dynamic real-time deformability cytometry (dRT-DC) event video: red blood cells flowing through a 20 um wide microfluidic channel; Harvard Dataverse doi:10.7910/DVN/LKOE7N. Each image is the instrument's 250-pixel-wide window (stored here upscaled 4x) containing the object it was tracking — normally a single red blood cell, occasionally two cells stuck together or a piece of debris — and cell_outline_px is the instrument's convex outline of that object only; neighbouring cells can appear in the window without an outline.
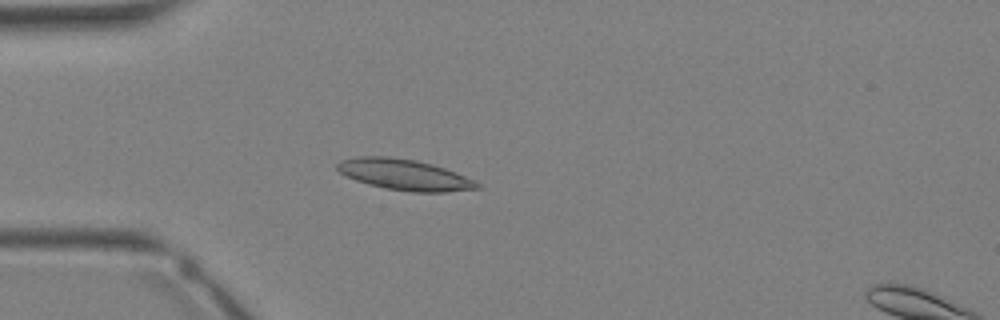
{"species": "Egyptian fruit bat (a non-hibernating species)", "species_latin": "Rousettus aegyptiacus", "temperature_condition": "warm", "stored_images_in_passage": 35, "camera_frame_rate_fps": 3000, "um_per_image_px": 0.085, "animal": {"sex": "female"}, "frame": {"image": 1, "passage_image": 10, "time_ms": 3.0, "image_size_px": [1000, 320], "cell_outline_px": [[484, 188], [444, 192], [412, 192], [384, 188], [368, 184], [356, 180], [340, 172], [336, 168], [336, 164], [340, 160], [356, 156], [388, 156], [416, 160], [432, 164], [444, 168], [476, 180]], "centroid_in_image_um": [34.39, 14.85], "position_along_channel_um": 50.6, "area_um2": 25.32}}
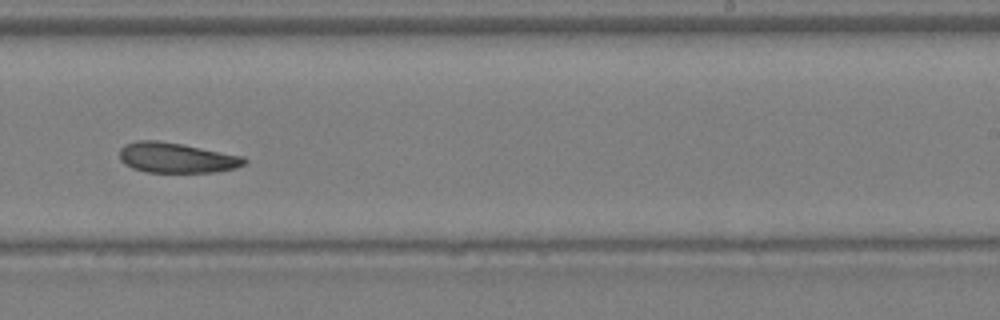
{"frame": {"image": 2, "passage_image": 22, "time_ms": 7.0, "image_size_px": [1000, 320], "cell_outline_px": [[248, 160], [244, 164], [236, 168], [216, 172], [148, 172], [132, 168], [124, 164], [120, 160], [120, 148], [124, 144], [136, 140], [156, 140], [180, 144], [244, 156]], "centroid_in_image_um": [14.99, 13.41], "position_along_channel_um": 274.0, "area_um2": 21.96}}
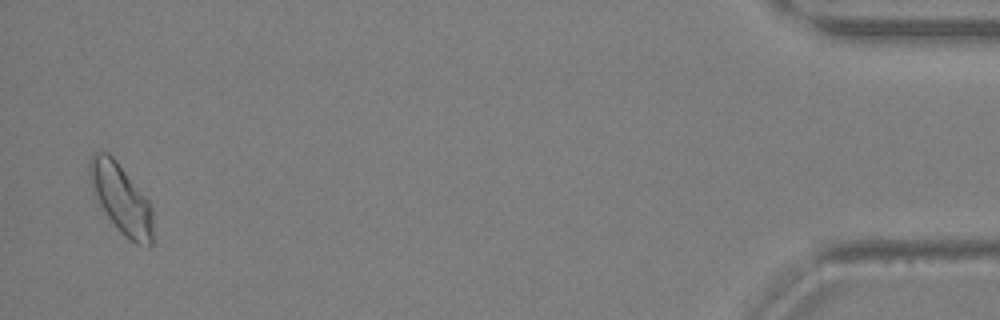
{"frame": {"image": 3, "passage_image": 34, "time_ms": 11.0, "image_size_px": [1000, 320], "cell_outline_px": [[152, 244], [148, 248], [136, 244], [124, 236], [120, 232], [108, 216], [92, 192], [88, 176], [88, 164], [92, 156], [96, 152], [108, 152], [116, 160], [148, 200], [152, 208]], "centroid_in_image_um": [10.28, 16.9], "position_along_channel_um": 424.9, "area_um2": 25.55}}